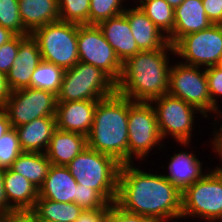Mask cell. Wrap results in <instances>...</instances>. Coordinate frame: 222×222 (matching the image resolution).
<instances>
[{"instance_id": "6da1fadb", "label": "cell", "mask_w": 222, "mask_h": 222, "mask_svg": "<svg viewBox=\"0 0 222 222\" xmlns=\"http://www.w3.org/2000/svg\"><path fill=\"white\" fill-rule=\"evenodd\" d=\"M122 164L118 176L116 204L123 210L146 216L154 222L181 219L182 193L162 174Z\"/></svg>"}, {"instance_id": "7a4b0ae2", "label": "cell", "mask_w": 222, "mask_h": 222, "mask_svg": "<svg viewBox=\"0 0 222 222\" xmlns=\"http://www.w3.org/2000/svg\"><path fill=\"white\" fill-rule=\"evenodd\" d=\"M175 48L168 43L164 48L140 51L123 63L116 92L135 102H151L169 90L170 54Z\"/></svg>"}, {"instance_id": "3957f363", "label": "cell", "mask_w": 222, "mask_h": 222, "mask_svg": "<svg viewBox=\"0 0 222 222\" xmlns=\"http://www.w3.org/2000/svg\"><path fill=\"white\" fill-rule=\"evenodd\" d=\"M128 112L129 99L117 92L98 100L87 136L90 149L113 157L121 165L128 163Z\"/></svg>"}, {"instance_id": "277c9868", "label": "cell", "mask_w": 222, "mask_h": 222, "mask_svg": "<svg viewBox=\"0 0 222 222\" xmlns=\"http://www.w3.org/2000/svg\"><path fill=\"white\" fill-rule=\"evenodd\" d=\"M120 166L113 157L87 146L67 168L78 184L96 190L111 204L117 198Z\"/></svg>"}, {"instance_id": "5b68a950", "label": "cell", "mask_w": 222, "mask_h": 222, "mask_svg": "<svg viewBox=\"0 0 222 222\" xmlns=\"http://www.w3.org/2000/svg\"><path fill=\"white\" fill-rule=\"evenodd\" d=\"M183 218L222 222V167L218 164L182 193Z\"/></svg>"}, {"instance_id": "8992f818", "label": "cell", "mask_w": 222, "mask_h": 222, "mask_svg": "<svg viewBox=\"0 0 222 222\" xmlns=\"http://www.w3.org/2000/svg\"><path fill=\"white\" fill-rule=\"evenodd\" d=\"M116 92V83L101 69L78 62L65 70L57 102L98 101Z\"/></svg>"}, {"instance_id": "52a82bcc", "label": "cell", "mask_w": 222, "mask_h": 222, "mask_svg": "<svg viewBox=\"0 0 222 222\" xmlns=\"http://www.w3.org/2000/svg\"><path fill=\"white\" fill-rule=\"evenodd\" d=\"M168 94L194 106L207 119L209 117L213 118V123L222 114L211 103L207 76L203 67L187 65L179 60L173 62L169 71Z\"/></svg>"}, {"instance_id": "ba28073f", "label": "cell", "mask_w": 222, "mask_h": 222, "mask_svg": "<svg viewBox=\"0 0 222 222\" xmlns=\"http://www.w3.org/2000/svg\"><path fill=\"white\" fill-rule=\"evenodd\" d=\"M32 36L43 61L67 70L79 62L78 24L58 20L36 29Z\"/></svg>"}, {"instance_id": "9c48e42d", "label": "cell", "mask_w": 222, "mask_h": 222, "mask_svg": "<svg viewBox=\"0 0 222 222\" xmlns=\"http://www.w3.org/2000/svg\"><path fill=\"white\" fill-rule=\"evenodd\" d=\"M163 142L151 102H135L129 99L128 163H133L135 159L145 162L144 158L150 155L149 152L154 147L159 151L166 148Z\"/></svg>"}, {"instance_id": "30bf717a", "label": "cell", "mask_w": 222, "mask_h": 222, "mask_svg": "<svg viewBox=\"0 0 222 222\" xmlns=\"http://www.w3.org/2000/svg\"><path fill=\"white\" fill-rule=\"evenodd\" d=\"M153 105L160 134L163 140L168 137H173L178 145L186 149L190 147L192 132H194V125L196 124L195 114H201L200 118L207 119L202 112L194 106L186 103L180 98L165 94L151 101ZM195 117V118H194Z\"/></svg>"}, {"instance_id": "8fae6325", "label": "cell", "mask_w": 222, "mask_h": 222, "mask_svg": "<svg viewBox=\"0 0 222 222\" xmlns=\"http://www.w3.org/2000/svg\"><path fill=\"white\" fill-rule=\"evenodd\" d=\"M79 61L93 65L106 73L115 83L120 80L123 63L105 39L98 25H78Z\"/></svg>"}, {"instance_id": "7c38bea8", "label": "cell", "mask_w": 222, "mask_h": 222, "mask_svg": "<svg viewBox=\"0 0 222 222\" xmlns=\"http://www.w3.org/2000/svg\"><path fill=\"white\" fill-rule=\"evenodd\" d=\"M1 108L7 113L11 126L15 128L40 117H55L57 95L28 87L11 91Z\"/></svg>"}, {"instance_id": "4fadbf2b", "label": "cell", "mask_w": 222, "mask_h": 222, "mask_svg": "<svg viewBox=\"0 0 222 222\" xmlns=\"http://www.w3.org/2000/svg\"><path fill=\"white\" fill-rule=\"evenodd\" d=\"M174 48L175 56L184 64L204 68L215 66L222 57V25L212 24L204 30L187 34Z\"/></svg>"}, {"instance_id": "5bb4252c", "label": "cell", "mask_w": 222, "mask_h": 222, "mask_svg": "<svg viewBox=\"0 0 222 222\" xmlns=\"http://www.w3.org/2000/svg\"><path fill=\"white\" fill-rule=\"evenodd\" d=\"M41 61L37 40L32 34L19 35L18 55L6 75L10 90L16 91L30 87L31 76Z\"/></svg>"}, {"instance_id": "9a60e30c", "label": "cell", "mask_w": 222, "mask_h": 222, "mask_svg": "<svg viewBox=\"0 0 222 222\" xmlns=\"http://www.w3.org/2000/svg\"><path fill=\"white\" fill-rule=\"evenodd\" d=\"M97 102L91 100L57 102L55 116L57 129L87 137L92 128Z\"/></svg>"}, {"instance_id": "2e32d148", "label": "cell", "mask_w": 222, "mask_h": 222, "mask_svg": "<svg viewBox=\"0 0 222 222\" xmlns=\"http://www.w3.org/2000/svg\"><path fill=\"white\" fill-rule=\"evenodd\" d=\"M178 152L176 151L175 154L170 155V160L167 163L168 174L163 173V176L183 193L212 167L206 168V170L202 169L203 162L193 151L188 153L187 151L178 150Z\"/></svg>"}, {"instance_id": "e0dca14e", "label": "cell", "mask_w": 222, "mask_h": 222, "mask_svg": "<svg viewBox=\"0 0 222 222\" xmlns=\"http://www.w3.org/2000/svg\"><path fill=\"white\" fill-rule=\"evenodd\" d=\"M212 23L206 16L202 0H184L174 9L173 32L167 37L175 45L183 36L208 28Z\"/></svg>"}, {"instance_id": "ac0fdd59", "label": "cell", "mask_w": 222, "mask_h": 222, "mask_svg": "<svg viewBox=\"0 0 222 222\" xmlns=\"http://www.w3.org/2000/svg\"><path fill=\"white\" fill-rule=\"evenodd\" d=\"M123 14L129 21L131 33L141 51L164 48L169 42L167 36L148 18L137 5L126 7Z\"/></svg>"}, {"instance_id": "d6986e66", "label": "cell", "mask_w": 222, "mask_h": 222, "mask_svg": "<svg viewBox=\"0 0 222 222\" xmlns=\"http://www.w3.org/2000/svg\"><path fill=\"white\" fill-rule=\"evenodd\" d=\"M98 26L122 63L141 51L124 14L101 21Z\"/></svg>"}, {"instance_id": "ffe728a7", "label": "cell", "mask_w": 222, "mask_h": 222, "mask_svg": "<svg viewBox=\"0 0 222 222\" xmlns=\"http://www.w3.org/2000/svg\"><path fill=\"white\" fill-rule=\"evenodd\" d=\"M77 181L67 166L51 165L48 174L38 189V197L56 202L75 203Z\"/></svg>"}, {"instance_id": "44dd1931", "label": "cell", "mask_w": 222, "mask_h": 222, "mask_svg": "<svg viewBox=\"0 0 222 222\" xmlns=\"http://www.w3.org/2000/svg\"><path fill=\"white\" fill-rule=\"evenodd\" d=\"M15 129L23 152L45 153L57 129L56 117H40Z\"/></svg>"}, {"instance_id": "7402d4cb", "label": "cell", "mask_w": 222, "mask_h": 222, "mask_svg": "<svg viewBox=\"0 0 222 222\" xmlns=\"http://www.w3.org/2000/svg\"><path fill=\"white\" fill-rule=\"evenodd\" d=\"M86 147L85 135L56 129L45 154L52 165L67 166Z\"/></svg>"}, {"instance_id": "603a6c76", "label": "cell", "mask_w": 222, "mask_h": 222, "mask_svg": "<svg viewBox=\"0 0 222 222\" xmlns=\"http://www.w3.org/2000/svg\"><path fill=\"white\" fill-rule=\"evenodd\" d=\"M4 189L9 205L16 211H31L38 198V188L22 174L4 170Z\"/></svg>"}, {"instance_id": "cb8c5ba5", "label": "cell", "mask_w": 222, "mask_h": 222, "mask_svg": "<svg viewBox=\"0 0 222 222\" xmlns=\"http://www.w3.org/2000/svg\"><path fill=\"white\" fill-rule=\"evenodd\" d=\"M18 8L28 34L48 23L60 20L58 0H18Z\"/></svg>"}, {"instance_id": "d4e9b609", "label": "cell", "mask_w": 222, "mask_h": 222, "mask_svg": "<svg viewBox=\"0 0 222 222\" xmlns=\"http://www.w3.org/2000/svg\"><path fill=\"white\" fill-rule=\"evenodd\" d=\"M51 165L45 153L22 152L12 163L10 169L15 173L22 174L39 189Z\"/></svg>"}, {"instance_id": "484cf974", "label": "cell", "mask_w": 222, "mask_h": 222, "mask_svg": "<svg viewBox=\"0 0 222 222\" xmlns=\"http://www.w3.org/2000/svg\"><path fill=\"white\" fill-rule=\"evenodd\" d=\"M82 210L83 209L74 202H56L38 197L30 212L38 220L75 222Z\"/></svg>"}, {"instance_id": "4316f807", "label": "cell", "mask_w": 222, "mask_h": 222, "mask_svg": "<svg viewBox=\"0 0 222 222\" xmlns=\"http://www.w3.org/2000/svg\"><path fill=\"white\" fill-rule=\"evenodd\" d=\"M134 4L138 5L167 37L173 32L174 8L166 0H137Z\"/></svg>"}, {"instance_id": "83f0119b", "label": "cell", "mask_w": 222, "mask_h": 222, "mask_svg": "<svg viewBox=\"0 0 222 222\" xmlns=\"http://www.w3.org/2000/svg\"><path fill=\"white\" fill-rule=\"evenodd\" d=\"M65 70L53 63L41 61L30 79V88L46 90L58 95Z\"/></svg>"}, {"instance_id": "f1b7e54d", "label": "cell", "mask_w": 222, "mask_h": 222, "mask_svg": "<svg viewBox=\"0 0 222 222\" xmlns=\"http://www.w3.org/2000/svg\"><path fill=\"white\" fill-rule=\"evenodd\" d=\"M126 1L128 0H90L89 24L98 25L101 21L123 14L126 6H129Z\"/></svg>"}, {"instance_id": "f546056e", "label": "cell", "mask_w": 222, "mask_h": 222, "mask_svg": "<svg viewBox=\"0 0 222 222\" xmlns=\"http://www.w3.org/2000/svg\"><path fill=\"white\" fill-rule=\"evenodd\" d=\"M58 7L61 21L89 24L90 0H58Z\"/></svg>"}, {"instance_id": "4dcf8cb0", "label": "cell", "mask_w": 222, "mask_h": 222, "mask_svg": "<svg viewBox=\"0 0 222 222\" xmlns=\"http://www.w3.org/2000/svg\"><path fill=\"white\" fill-rule=\"evenodd\" d=\"M0 25L16 35H28L20 17L18 0H0Z\"/></svg>"}, {"instance_id": "1f68e13d", "label": "cell", "mask_w": 222, "mask_h": 222, "mask_svg": "<svg viewBox=\"0 0 222 222\" xmlns=\"http://www.w3.org/2000/svg\"><path fill=\"white\" fill-rule=\"evenodd\" d=\"M23 152L15 128H11L0 138V169H9Z\"/></svg>"}, {"instance_id": "d6a6232c", "label": "cell", "mask_w": 222, "mask_h": 222, "mask_svg": "<svg viewBox=\"0 0 222 222\" xmlns=\"http://www.w3.org/2000/svg\"><path fill=\"white\" fill-rule=\"evenodd\" d=\"M75 203L83 210L108 208L110 204L94 189L77 183Z\"/></svg>"}, {"instance_id": "836d02e7", "label": "cell", "mask_w": 222, "mask_h": 222, "mask_svg": "<svg viewBox=\"0 0 222 222\" xmlns=\"http://www.w3.org/2000/svg\"><path fill=\"white\" fill-rule=\"evenodd\" d=\"M102 222H154L151 218L123 210L116 203H111L105 211Z\"/></svg>"}, {"instance_id": "e575fe53", "label": "cell", "mask_w": 222, "mask_h": 222, "mask_svg": "<svg viewBox=\"0 0 222 222\" xmlns=\"http://www.w3.org/2000/svg\"><path fill=\"white\" fill-rule=\"evenodd\" d=\"M205 73L207 76L208 91L211 98V103L222 113L220 104L218 102V97H222V70L216 66H210L205 68Z\"/></svg>"}, {"instance_id": "d590c367", "label": "cell", "mask_w": 222, "mask_h": 222, "mask_svg": "<svg viewBox=\"0 0 222 222\" xmlns=\"http://www.w3.org/2000/svg\"><path fill=\"white\" fill-rule=\"evenodd\" d=\"M19 35L0 47V72L7 75L18 55Z\"/></svg>"}, {"instance_id": "8d00e7d4", "label": "cell", "mask_w": 222, "mask_h": 222, "mask_svg": "<svg viewBox=\"0 0 222 222\" xmlns=\"http://www.w3.org/2000/svg\"><path fill=\"white\" fill-rule=\"evenodd\" d=\"M202 3L209 21L222 25V0H202Z\"/></svg>"}, {"instance_id": "74e56055", "label": "cell", "mask_w": 222, "mask_h": 222, "mask_svg": "<svg viewBox=\"0 0 222 222\" xmlns=\"http://www.w3.org/2000/svg\"><path fill=\"white\" fill-rule=\"evenodd\" d=\"M218 119L220 120V122L219 120H217L215 121V123H211L212 127L214 128V131H212L213 132L212 135L214 137L210 142L212 144L211 145L213 149L212 151L217 153L215 155H217L218 158L220 157L219 159L222 162V124H221L222 114L219 116ZM217 124H219V126ZM213 125H215V127ZM217 126L219 129L217 128ZM218 166L222 167V164L221 165L219 164Z\"/></svg>"}, {"instance_id": "f35d334b", "label": "cell", "mask_w": 222, "mask_h": 222, "mask_svg": "<svg viewBox=\"0 0 222 222\" xmlns=\"http://www.w3.org/2000/svg\"><path fill=\"white\" fill-rule=\"evenodd\" d=\"M107 208L82 210L75 222H102Z\"/></svg>"}, {"instance_id": "ab89813d", "label": "cell", "mask_w": 222, "mask_h": 222, "mask_svg": "<svg viewBox=\"0 0 222 222\" xmlns=\"http://www.w3.org/2000/svg\"><path fill=\"white\" fill-rule=\"evenodd\" d=\"M4 170L0 169V218L16 212L8 203L4 189Z\"/></svg>"}, {"instance_id": "60d3db41", "label": "cell", "mask_w": 222, "mask_h": 222, "mask_svg": "<svg viewBox=\"0 0 222 222\" xmlns=\"http://www.w3.org/2000/svg\"><path fill=\"white\" fill-rule=\"evenodd\" d=\"M1 222H39V220L30 211H21L2 217Z\"/></svg>"}, {"instance_id": "b9f144b4", "label": "cell", "mask_w": 222, "mask_h": 222, "mask_svg": "<svg viewBox=\"0 0 222 222\" xmlns=\"http://www.w3.org/2000/svg\"><path fill=\"white\" fill-rule=\"evenodd\" d=\"M11 94L6 75L0 72V107L7 101Z\"/></svg>"}, {"instance_id": "7bdbcfd3", "label": "cell", "mask_w": 222, "mask_h": 222, "mask_svg": "<svg viewBox=\"0 0 222 222\" xmlns=\"http://www.w3.org/2000/svg\"><path fill=\"white\" fill-rule=\"evenodd\" d=\"M11 128L7 113L0 107V138Z\"/></svg>"}, {"instance_id": "ee69618b", "label": "cell", "mask_w": 222, "mask_h": 222, "mask_svg": "<svg viewBox=\"0 0 222 222\" xmlns=\"http://www.w3.org/2000/svg\"><path fill=\"white\" fill-rule=\"evenodd\" d=\"M16 34L0 25V47L12 40Z\"/></svg>"}, {"instance_id": "f6af8a7d", "label": "cell", "mask_w": 222, "mask_h": 222, "mask_svg": "<svg viewBox=\"0 0 222 222\" xmlns=\"http://www.w3.org/2000/svg\"><path fill=\"white\" fill-rule=\"evenodd\" d=\"M172 8L178 7L184 0H166Z\"/></svg>"}, {"instance_id": "bcb514c9", "label": "cell", "mask_w": 222, "mask_h": 222, "mask_svg": "<svg viewBox=\"0 0 222 222\" xmlns=\"http://www.w3.org/2000/svg\"><path fill=\"white\" fill-rule=\"evenodd\" d=\"M215 66L222 70V57L218 60V62Z\"/></svg>"}, {"instance_id": "7dc6e473", "label": "cell", "mask_w": 222, "mask_h": 222, "mask_svg": "<svg viewBox=\"0 0 222 222\" xmlns=\"http://www.w3.org/2000/svg\"><path fill=\"white\" fill-rule=\"evenodd\" d=\"M39 222H58V221L39 220Z\"/></svg>"}]
</instances>
